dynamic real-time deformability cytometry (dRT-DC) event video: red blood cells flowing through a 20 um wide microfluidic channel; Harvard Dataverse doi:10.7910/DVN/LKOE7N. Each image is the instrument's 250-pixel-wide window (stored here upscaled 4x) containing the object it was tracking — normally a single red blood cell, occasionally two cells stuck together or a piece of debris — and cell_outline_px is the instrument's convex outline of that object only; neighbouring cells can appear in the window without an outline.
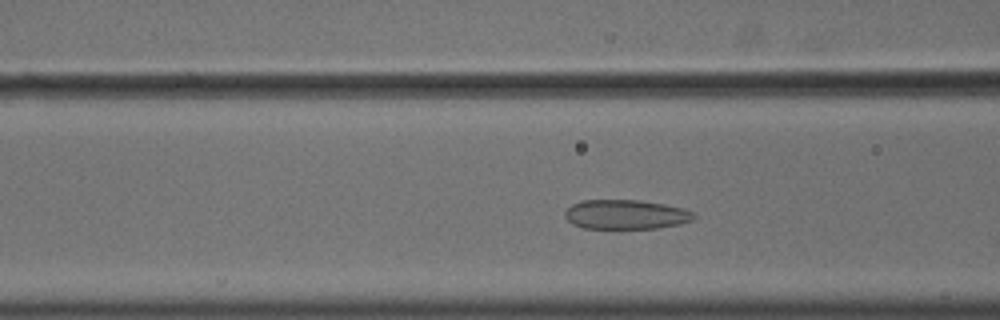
{"species": "common noctule bat (a hibernating species)", "species_latin": "Nyctalus noctula", "temperature_condition": "cold", "stored_images_in_passage": 48, "camera_frame_rate_fps": 3000, "um_per_image_px": 0.085, "animal": {"sex": "male", "body_mass_g": 18.8}, "frame": {"image": 1, "passage_image": 15, "time_ms": 4.667, "image_size_px": [1000, 320], "cell_outline_px": [[696, 216], [692, 220], [680, 224], [656, 228], [584, 228], [572, 224], [564, 216], [564, 212], [572, 204], [584, 200], [640, 200], [664, 204], [684, 208], [696, 212]], "centroid_in_image_um": [53.22, 18.22], "position_along_channel_um": 113.4, "area_um2": 22.2}}
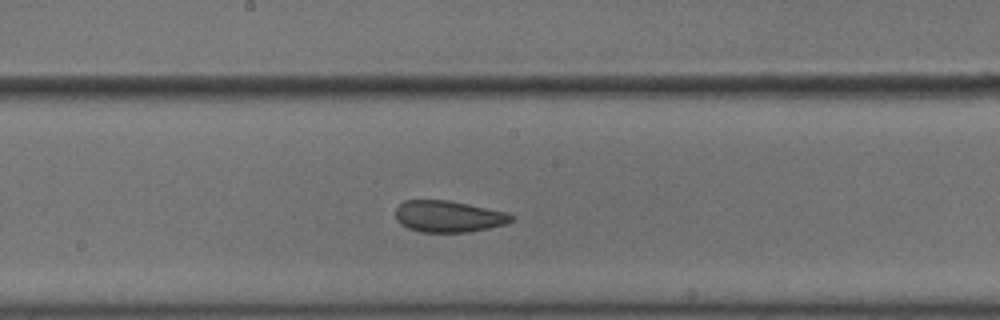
{"frame": {"image": 2, "passage_image": 23, "time_ms": 7.333, "image_size_px": [1000, 320], "cell_outline_px": [[516, 216], [512, 220], [504, 224], [488, 228], [468, 232], [420, 232], [408, 228], [400, 224], [396, 220], [396, 208], [404, 200], [448, 200], [508, 212]], "centroid_in_image_um": [38.11, 18.39], "position_along_channel_um": 210.1, "area_um2": 21.33}}
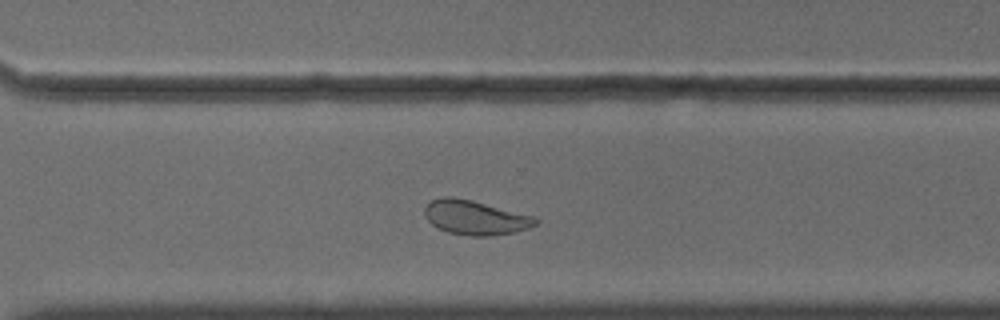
{"frame": {"image": 3, "passage_image": 33, "time_ms": 10.667, "image_size_px": [1000, 320], "cell_outline_px": [[540, 220], [536, 224], [528, 228], [516, 232], [488, 236], [468, 236], [448, 232], [432, 224], [428, 220], [424, 212], [424, 208], [432, 200], [444, 196], [452, 196], [472, 200], [536, 216]], "centroid_in_image_um": [40.43, 18.49], "position_along_channel_um": 330.2, "area_um2": 22.31}, "authors_computed_cell_mechanics": {"area_um2": 23.0911, "velocity_mm_per_s": 3.6118, "shape_relaxation_time_tau1_ms": 10.9158, "shape_relaxation_time_tau2_ms": 1.7697, "deformation_change_tau1": 0.1777, "deformation_change_tau2": 0.0509}}